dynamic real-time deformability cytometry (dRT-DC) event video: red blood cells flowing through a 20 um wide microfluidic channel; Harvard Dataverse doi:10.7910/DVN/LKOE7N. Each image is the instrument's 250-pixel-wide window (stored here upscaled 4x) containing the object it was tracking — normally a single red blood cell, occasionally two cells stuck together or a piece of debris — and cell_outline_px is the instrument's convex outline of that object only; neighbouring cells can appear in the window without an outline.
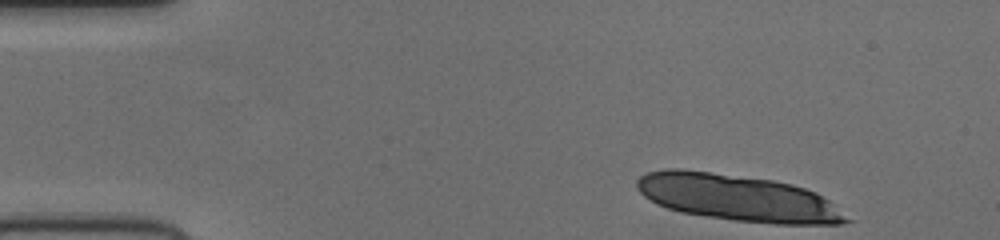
{"species": "human", "species_latin": "Homo sapiens", "temperature_condition": "cold", "stored_images_in_passage": 12, "camera_frame_rate_fps": 3000, "um_per_image_px": 0.085, "donor": {"sex": "female"}, "frame": {"image": 1, "passage_image": 1, "time_ms": 0.0, "image_size_px": [1000, 240], "cell_outline_px": [[856, 220], [840, 224], [776, 224], [732, 220], [680, 212], [656, 204], [644, 196], [636, 188], [636, 180], [640, 176], [648, 172], [664, 168], [680, 168], [712, 172], [772, 180], [792, 184], [816, 192], [828, 200]], "centroid_in_image_um": [62.73, 16.82], "position_along_channel_um": 22.3, "area_um2": 57.22}}